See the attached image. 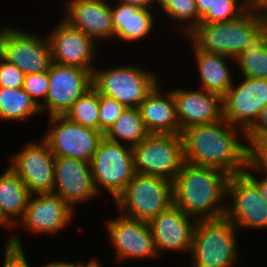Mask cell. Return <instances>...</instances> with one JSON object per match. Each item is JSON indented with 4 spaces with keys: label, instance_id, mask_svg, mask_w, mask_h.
<instances>
[{
    "label": "cell",
    "instance_id": "obj_6",
    "mask_svg": "<svg viewBox=\"0 0 267 267\" xmlns=\"http://www.w3.org/2000/svg\"><path fill=\"white\" fill-rule=\"evenodd\" d=\"M135 172L174 181L184 164L180 134L150 133L133 147Z\"/></svg>",
    "mask_w": 267,
    "mask_h": 267
},
{
    "label": "cell",
    "instance_id": "obj_25",
    "mask_svg": "<svg viewBox=\"0 0 267 267\" xmlns=\"http://www.w3.org/2000/svg\"><path fill=\"white\" fill-rule=\"evenodd\" d=\"M194 52L197 60V68L201 77L202 90L221 95L227 93L233 85L232 75L226 64V58L223 54L207 53L198 49L194 45Z\"/></svg>",
    "mask_w": 267,
    "mask_h": 267
},
{
    "label": "cell",
    "instance_id": "obj_31",
    "mask_svg": "<svg viewBox=\"0 0 267 267\" xmlns=\"http://www.w3.org/2000/svg\"><path fill=\"white\" fill-rule=\"evenodd\" d=\"M161 9L167 16L178 21H189V25H184V31L187 35L195 29L200 23V16L196 6V0H159ZM194 20V21H193Z\"/></svg>",
    "mask_w": 267,
    "mask_h": 267
},
{
    "label": "cell",
    "instance_id": "obj_21",
    "mask_svg": "<svg viewBox=\"0 0 267 267\" xmlns=\"http://www.w3.org/2000/svg\"><path fill=\"white\" fill-rule=\"evenodd\" d=\"M66 9L68 14L63 19L94 40L113 36L112 12L107 1L69 0Z\"/></svg>",
    "mask_w": 267,
    "mask_h": 267
},
{
    "label": "cell",
    "instance_id": "obj_7",
    "mask_svg": "<svg viewBox=\"0 0 267 267\" xmlns=\"http://www.w3.org/2000/svg\"><path fill=\"white\" fill-rule=\"evenodd\" d=\"M154 74L131 65L103 71L94 68L92 86L99 94L113 98L126 107H139L158 83Z\"/></svg>",
    "mask_w": 267,
    "mask_h": 267
},
{
    "label": "cell",
    "instance_id": "obj_10",
    "mask_svg": "<svg viewBox=\"0 0 267 267\" xmlns=\"http://www.w3.org/2000/svg\"><path fill=\"white\" fill-rule=\"evenodd\" d=\"M92 73L81 67L51 63L48 70L49 90L41 112L46 108L49 117L65 116L72 105L92 86Z\"/></svg>",
    "mask_w": 267,
    "mask_h": 267
},
{
    "label": "cell",
    "instance_id": "obj_18",
    "mask_svg": "<svg viewBox=\"0 0 267 267\" xmlns=\"http://www.w3.org/2000/svg\"><path fill=\"white\" fill-rule=\"evenodd\" d=\"M193 220V217L186 215L174 204L160 212L149 222L156 251L189 250L191 253L193 232L197 222Z\"/></svg>",
    "mask_w": 267,
    "mask_h": 267
},
{
    "label": "cell",
    "instance_id": "obj_19",
    "mask_svg": "<svg viewBox=\"0 0 267 267\" xmlns=\"http://www.w3.org/2000/svg\"><path fill=\"white\" fill-rule=\"evenodd\" d=\"M181 132L195 125L211 124L223 119V97L213 92L172 90Z\"/></svg>",
    "mask_w": 267,
    "mask_h": 267
},
{
    "label": "cell",
    "instance_id": "obj_37",
    "mask_svg": "<svg viewBox=\"0 0 267 267\" xmlns=\"http://www.w3.org/2000/svg\"><path fill=\"white\" fill-rule=\"evenodd\" d=\"M267 136V105L261 110L258 120L246 132V137Z\"/></svg>",
    "mask_w": 267,
    "mask_h": 267
},
{
    "label": "cell",
    "instance_id": "obj_3",
    "mask_svg": "<svg viewBox=\"0 0 267 267\" xmlns=\"http://www.w3.org/2000/svg\"><path fill=\"white\" fill-rule=\"evenodd\" d=\"M267 22L250 8L239 18L221 23H199L188 35L192 43L207 53L223 54L235 60L253 35Z\"/></svg>",
    "mask_w": 267,
    "mask_h": 267
},
{
    "label": "cell",
    "instance_id": "obj_41",
    "mask_svg": "<svg viewBox=\"0 0 267 267\" xmlns=\"http://www.w3.org/2000/svg\"><path fill=\"white\" fill-rule=\"evenodd\" d=\"M155 0H120V2L122 3H126V4H131V5H135V6H139L141 8H145V9H151L152 2H154ZM159 3V0H156Z\"/></svg>",
    "mask_w": 267,
    "mask_h": 267
},
{
    "label": "cell",
    "instance_id": "obj_15",
    "mask_svg": "<svg viewBox=\"0 0 267 267\" xmlns=\"http://www.w3.org/2000/svg\"><path fill=\"white\" fill-rule=\"evenodd\" d=\"M108 222L110 240L117 251L119 261L158 256L149 222L124 215Z\"/></svg>",
    "mask_w": 267,
    "mask_h": 267
},
{
    "label": "cell",
    "instance_id": "obj_35",
    "mask_svg": "<svg viewBox=\"0 0 267 267\" xmlns=\"http://www.w3.org/2000/svg\"><path fill=\"white\" fill-rule=\"evenodd\" d=\"M25 74L0 56V87L22 88Z\"/></svg>",
    "mask_w": 267,
    "mask_h": 267
},
{
    "label": "cell",
    "instance_id": "obj_23",
    "mask_svg": "<svg viewBox=\"0 0 267 267\" xmlns=\"http://www.w3.org/2000/svg\"><path fill=\"white\" fill-rule=\"evenodd\" d=\"M31 193L9 167L0 175V225L15 226V218H23Z\"/></svg>",
    "mask_w": 267,
    "mask_h": 267
},
{
    "label": "cell",
    "instance_id": "obj_40",
    "mask_svg": "<svg viewBox=\"0 0 267 267\" xmlns=\"http://www.w3.org/2000/svg\"><path fill=\"white\" fill-rule=\"evenodd\" d=\"M214 2L215 0H196L198 15L202 17L212 7Z\"/></svg>",
    "mask_w": 267,
    "mask_h": 267
},
{
    "label": "cell",
    "instance_id": "obj_17",
    "mask_svg": "<svg viewBox=\"0 0 267 267\" xmlns=\"http://www.w3.org/2000/svg\"><path fill=\"white\" fill-rule=\"evenodd\" d=\"M52 62L93 71L95 40L63 20L48 36ZM94 53V54H93Z\"/></svg>",
    "mask_w": 267,
    "mask_h": 267
},
{
    "label": "cell",
    "instance_id": "obj_30",
    "mask_svg": "<svg viewBox=\"0 0 267 267\" xmlns=\"http://www.w3.org/2000/svg\"><path fill=\"white\" fill-rule=\"evenodd\" d=\"M215 0L212 7L200 18V23H221L239 18L249 9V1Z\"/></svg>",
    "mask_w": 267,
    "mask_h": 267
},
{
    "label": "cell",
    "instance_id": "obj_43",
    "mask_svg": "<svg viewBox=\"0 0 267 267\" xmlns=\"http://www.w3.org/2000/svg\"><path fill=\"white\" fill-rule=\"evenodd\" d=\"M91 262H89L88 264L84 265L81 263L77 264V267H101V265L98 263L97 260H90Z\"/></svg>",
    "mask_w": 267,
    "mask_h": 267
},
{
    "label": "cell",
    "instance_id": "obj_39",
    "mask_svg": "<svg viewBox=\"0 0 267 267\" xmlns=\"http://www.w3.org/2000/svg\"><path fill=\"white\" fill-rule=\"evenodd\" d=\"M244 172L257 184L260 194L267 201V176L259 181L248 171V169H245Z\"/></svg>",
    "mask_w": 267,
    "mask_h": 267
},
{
    "label": "cell",
    "instance_id": "obj_27",
    "mask_svg": "<svg viewBox=\"0 0 267 267\" xmlns=\"http://www.w3.org/2000/svg\"><path fill=\"white\" fill-rule=\"evenodd\" d=\"M149 134L145 128L139 108L127 107L104 136L110 141L119 143H121L119 138L123 139V141L129 142L128 146L134 147Z\"/></svg>",
    "mask_w": 267,
    "mask_h": 267
},
{
    "label": "cell",
    "instance_id": "obj_13",
    "mask_svg": "<svg viewBox=\"0 0 267 267\" xmlns=\"http://www.w3.org/2000/svg\"><path fill=\"white\" fill-rule=\"evenodd\" d=\"M52 129L43 138L55 157H72L91 162L104 134L70 121L66 116L50 117Z\"/></svg>",
    "mask_w": 267,
    "mask_h": 267
},
{
    "label": "cell",
    "instance_id": "obj_34",
    "mask_svg": "<svg viewBox=\"0 0 267 267\" xmlns=\"http://www.w3.org/2000/svg\"><path fill=\"white\" fill-rule=\"evenodd\" d=\"M22 88L31 96L36 104L41 107V104H44L46 101L49 90L48 71L25 75ZM38 97L43 99V103L37 99Z\"/></svg>",
    "mask_w": 267,
    "mask_h": 267
},
{
    "label": "cell",
    "instance_id": "obj_1",
    "mask_svg": "<svg viewBox=\"0 0 267 267\" xmlns=\"http://www.w3.org/2000/svg\"><path fill=\"white\" fill-rule=\"evenodd\" d=\"M235 126L224 118L188 127L181 132L184 162L221 169L229 175L247 168V146L239 142Z\"/></svg>",
    "mask_w": 267,
    "mask_h": 267
},
{
    "label": "cell",
    "instance_id": "obj_36",
    "mask_svg": "<svg viewBox=\"0 0 267 267\" xmlns=\"http://www.w3.org/2000/svg\"><path fill=\"white\" fill-rule=\"evenodd\" d=\"M10 238L6 243L3 267H30L20 239L16 237Z\"/></svg>",
    "mask_w": 267,
    "mask_h": 267
},
{
    "label": "cell",
    "instance_id": "obj_38",
    "mask_svg": "<svg viewBox=\"0 0 267 267\" xmlns=\"http://www.w3.org/2000/svg\"><path fill=\"white\" fill-rule=\"evenodd\" d=\"M249 8L258 16L267 20V0H250Z\"/></svg>",
    "mask_w": 267,
    "mask_h": 267
},
{
    "label": "cell",
    "instance_id": "obj_12",
    "mask_svg": "<svg viewBox=\"0 0 267 267\" xmlns=\"http://www.w3.org/2000/svg\"><path fill=\"white\" fill-rule=\"evenodd\" d=\"M234 204L226 207L225 217L234 226L267 229V201L262 197L257 184L245 173L230 175L227 196Z\"/></svg>",
    "mask_w": 267,
    "mask_h": 267
},
{
    "label": "cell",
    "instance_id": "obj_26",
    "mask_svg": "<svg viewBox=\"0 0 267 267\" xmlns=\"http://www.w3.org/2000/svg\"><path fill=\"white\" fill-rule=\"evenodd\" d=\"M234 61L244 77L267 79V22L253 35Z\"/></svg>",
    "mask_w": 267,
    "mask_h": 267
},
{
    "label": "cell",
    "instance_id": "obj_28",
    "mask_svg": "<svg viewBox=\"0 0 267 267\" xmlns=\"http://www.w3.org/2000/svg\"><path fill=\"white\" fill-rule=\"evenodd\" d=\"M40 112V106L23 88L0 87V119L22 121Z\"/></svg>",
    "mask_w": 267,
    "mask_h": 267
},
{
    "label": "cell",
    "instance_id": "obj_32",
    "mask_svg": "<svg viewBox=\"0 0 267 267\" xmlns=\"http://www.w3.org/2000/svg\"><path fill=\"white\" fill-rule=\"evenodd\" d=\"M250 146H247V168L260 170L267 176V136L246 137Z\"/></svg>",
    "mask_w": 267,
    "mask_h": 267
},
{
    "label": "cell",
    "instance_id": "obj_33",
    "mask_svg": "<svg viewBox=\"0 0 267 267\" xmlns=\"http://www.w3.org/2000/svg\"><path fill=\"white\" fill-rule=\"evenodd\" d=\"M126 108L117 100L99 94L100 132L105 134Z\"/></svg>",
    "mask_w": 267,
    "mask_h": 267
},
{
    "label": "cell",
    "instance_id": "obj_8",
    "mask_svg": "<svg viewBox=\"0 0 267 267\" xmlns=\"http://www.w3.org/2000/svg\"><path fill=\"white\" fill-rule=\"evenodd\" d=\"M95 189L99 185L107 189L116 199L126 188L135 172L133 147L108 140H100L90 162Z\"/></svg>",
    "mask_w": 267,
    "mask_h": 267
},
{
    "label": "cell",
    "instance_id": "obj_22",
    "mask_svg": "<svg viewBox=\"0 0 267 267\" xmlns=\"http://www.w3.org/2000/svg\"><path fill=\"white\" fill-rule=\"evenodd\" d=\"M158 84L140 103L139 110L149 133L180 134L176 104L173 92L162 96Z\"/></svg>",
    "mask_w": 267,
    "mask_h": 267
},
{
    "label": "cell",
    "instance_id": "obj_2",
    "mask_svg": "<svg viewBox=\"0 0 267 267\" xmlns=\"http://www.w3.org/2000/svg\"><path fill=\"white\" fill-rule=\"evenodd\" d=\"M229 177L221 169L184 162L172 182L173 204L195 220L224 217L227 206L219 203L227 195Z\"/></svg>",
    "mask_w": 267,
    "mask_h": 267
},
{
    "label": "cell",
    "instance_id": "obj_42",
    "mask_svg": "<svg viewBox=\"0 0 267 267\" xmlns=\"http://www.w3.org/2000/svg\"><path fill=\"white\" fill-rule=\"evenodd\" d=\"M43 267H77V263H65V262H52V263H47Z\"/></svg>",
    "mask_w": 267,
    "mask_h": 267
},
{
    "label": "cell",
    "instance_id": "obj_14",
    "mask_svg": "<svg viewBox=\"0 0 267 267\" xmlns=\"http://www.w3.org/2000/svg\"><path fill=\"white\" fill-rule=\"evenodd\" d=\"M9 166L22 180L29 192L53 193L55 156L43 139L40 144L30 142L12 158Z\"/></svg>",
    "mask_w": 267,
    "mask_h": 267
},
{
    "label": "cell",
    "instance_id": "obj_20",
    "mask_svg": "<svg viewBox=\"0 0 267 267\" xmlns=\"http://www.w3.org/2000/svg\"><path fill=\"white\" fill-rule=\"evenodd\" d=\"M37 195V196H36ZM30 195L21 221L35 233H56L71 221L73 209L54 193ZM36 196V197H35Z\"/></svg>",
    "mask_w": 267,
    "mask_h": 267
},
{
    "label": "cell",
    "instance_id": "obj_9",
    "mask_svg": "<svg viewBox=\"0 0 267 267\" xmlns=\"http://www.w3.org/2000/svg\"><path fill=\"white\" fill-rule=\"evenodd\" d=\"M21 29H0V56L16 65L25 75L46 72L52 63L49 39Z\"/></svg>",
    "mask_w": 267,
    "mask_h": 267
},
{
    "label": "cell",
    "instance_id": "obj_4",
    "mask_svg": "<svg viewBox=\"0 0 267 267\" xmlns=\"http://www.w3.org/2000/svg\"><path fill=\"white\" fill-rule=\"evenodd\" d=\"M236 227L225 216L197 220L192 241L194 267H232L237 260Z\"/></svg>",
    "mask_w": 267,
    "mask_h": 267
},
{
    "label": "cell",
    "instance_id": "obj_29",
    "mask_svg": "<svg viewBox=\"0 0 267 267\" xmlns=\"http://www.w3.org/2000/svg\"><path fill=\"white\" fill-rule=\"evenodd\" d=\"M72 122L100 131L99 93L92 87L65 114Z\"/></svg>",
    "mask_w": 267,
    "mask_h": 267
},
{
    "label": "cell",
    "instance_id": "obj_24",
    "mask_svg": "<svg viewBox=\"0 0 267 267\" xmlns=\"http://www.w3.org/2000/svg\"><path fill=\"white\" fill-rule=\"evenodd\" d=\"M113 19V36L125 41L140 40L148 35L153 28V14L150 9L119 3L117 7L110 6Z\"/></svg>",
    "mask_w": 267,
    "mask_h": 267
},
{
    "label": "cell",
    "instance_id": "obj_11",
    "mask_svg": "<svg viewBox=\"0 0 267 267\" xmlns=\"http://www.w3.org/2000/svg\"><path fill=\"white\" fill-rule=\"evenodd\" d=\"M245 80L232 85L223 96V118L238 131L246 132L255 124L261 110L267 105V79L244 77Z\"/></svg>",
    "mask_w": 267,
    "mask_h": 267
},
{
    "label": "cell",
    "instance_id": "obj_5",
    "mask_svg": "<svg viewBox=\"0 0 267 267\" xmlns=\"http://www.w3.org/2000/svg\"><path fill=\"white\" fill-rule=\"evenodd\" d=\"M124 216L150 222L173 204L172 182L161 177L135 173L115 199Z\"/></svg>",
    "mask_w": 267,
    "mask_h": 267
},
{
    "label": "cell",
    "instance_id": "obj_16",
    "mask_svg": "<svg viewBox=\"0 0 267 267\" xmlns=\"http://www.w3.org/2000/svg\"><path fill=\"white\" fill-rule=\"evenodd\" d=\"M53 193L59 195L72 209L76 202L97 196L90 162L72 157H55Z\"/></svg>",
    "mask_w": 267,
    "mask_h": 267
}]
</instances>
